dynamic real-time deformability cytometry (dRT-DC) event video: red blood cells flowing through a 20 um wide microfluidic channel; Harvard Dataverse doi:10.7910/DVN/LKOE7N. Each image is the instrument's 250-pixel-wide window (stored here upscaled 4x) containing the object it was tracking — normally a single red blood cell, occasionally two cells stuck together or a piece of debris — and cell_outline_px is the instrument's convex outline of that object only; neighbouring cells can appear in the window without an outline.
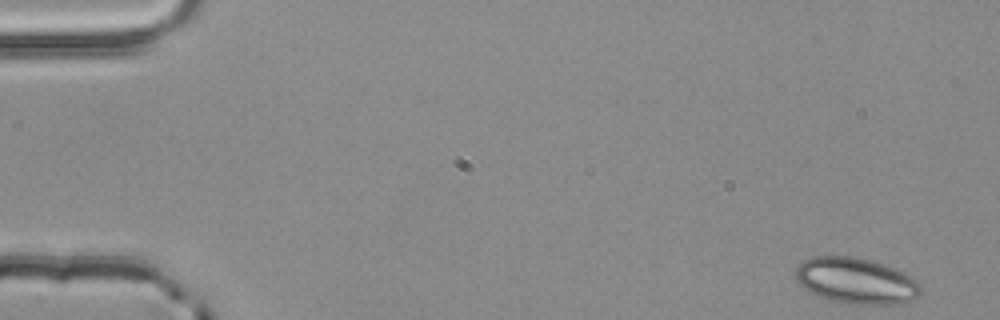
{"species": "common noctule bat (a hibernating species)", "species_latin": "Nyctalus noctula", "temperature_condition": "room temperature", "stored_images_in_passage": 53, "camera_frame_rate_fps": 3000, "um_per_image_px": 0.085, "animal": {"sex": "male", "body_mass_g": 20.4}, "frame": {"image": 1, "passage_image": 1, "time_ms": 0.0, "image_size_px": [1000, 320], "cell_outline_px": [[920, 292], [916, 296], [900, 304], [848, 304], [828, 300], [804, 288], [796, 280], [796, 268], [804, 260], [812, 256], [852, 256], [872, 260], [884, 264], [904, 272], [912, 276], [920, 284]], "centroid_in_image_um": [72.76, 23.86], "position_along_channel_um": 12.2, "area_um2": 33.52}}
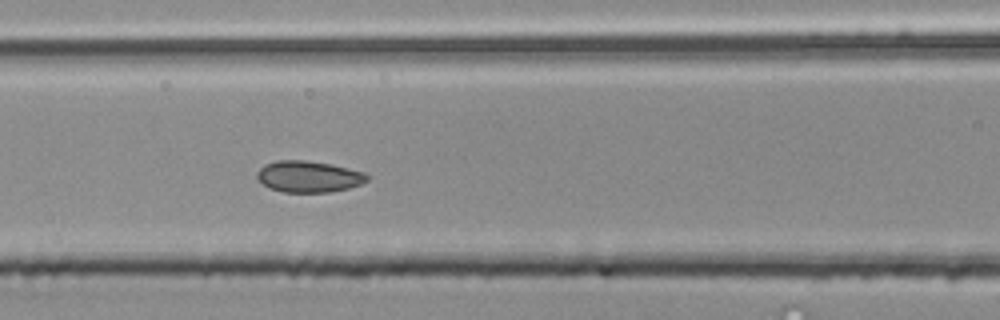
{"frame": {"image": 2, "passage_image": 22, "time_ms": 7.0, "image_size_px": [1000, 320], "cell_outline_px": [[368, 180], [360, 184], [348, 188], [332, 192], [284, 192], [268, 188], [256, 176], [256, 172], [264, 164], [276, 160], [304, 160], [332, 164], [364, 172], [368, 176]], "centroid_in_image_um": [26.22, 15.0], "position_along_channel_um": 140.4, "area_um2": 20.17}}
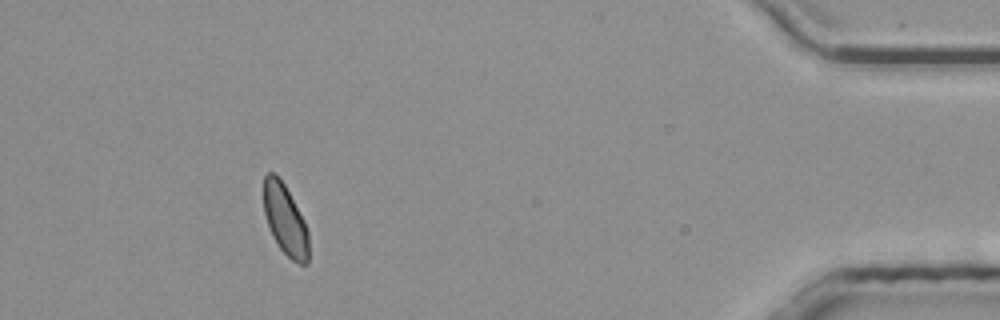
{"frame": {"image": 3, "passage_image": 48, "time_ms": 15.667, "image_size_px": [1000, 320], "cell_outline_px": [[308, 264], [300, 264], [292, 260], [280, 248], [272, 236], [264, 212], [264, 176], [268, 172], [272, 172], [284, 184], [304, 220], [308, 232]], "centroid_in_image_um": [24.24, 18.7], "position_along_channel_um": 411.0, "area_um2": 18.21}, "authors_computed_cell_mechanics": {"area_um2": 19.941, "velocity_mm_per_s": 3.8534, "shape_relaxation_time_tau1_ms": 1.8639, "shape_relaxation_time_tau2_ms": 1.5896, "deformation_change_tau1": 0.0509, "deformation_change_tau2": 0.0569}}